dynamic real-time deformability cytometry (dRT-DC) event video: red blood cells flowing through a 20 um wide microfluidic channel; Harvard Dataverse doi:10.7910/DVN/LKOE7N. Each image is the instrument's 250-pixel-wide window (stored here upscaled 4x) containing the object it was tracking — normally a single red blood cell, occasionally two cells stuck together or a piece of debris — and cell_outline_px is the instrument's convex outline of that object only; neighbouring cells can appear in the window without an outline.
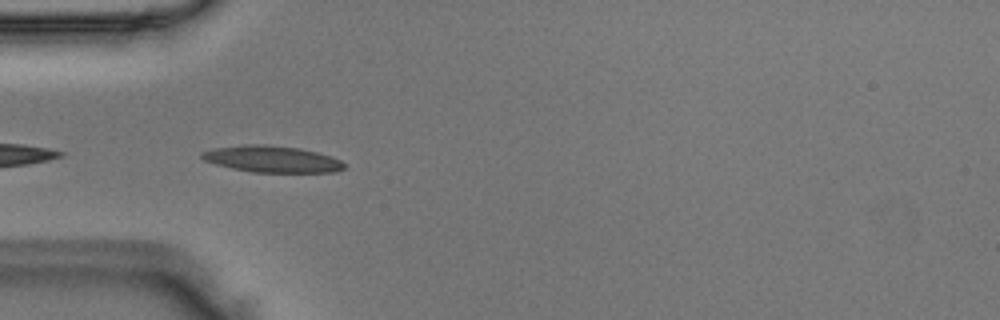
{"species": "Egyptian fruit bat (a non-hibernating species)", "species_latin": "Rousettus aegyptiacus", "temperature_condition": "room temperature", "stored_images_in_passage": 5, "camera_frame_rate_fps": 3000, "um_per_image_px": 0.085, "animal": {"sex": "male"}, "frame": {"image": 1, "passage_image": 1, "time_ms": 0.0, "image_size_px": [1000, 320], "cell_outline_px": [[344, 168], [336, 172], [252, 172], [232, 168], [216, 164], [204, 160], [200, 156], [200, 152], [212, 148], [244, 144], [264, 144], [300, 148], [332, 156], [340, 160], [344, 164]], "centroid_in_image_um": [23.09, 13.51], "position_along_channel_um": 61.9, "area_um2": 22.08}}